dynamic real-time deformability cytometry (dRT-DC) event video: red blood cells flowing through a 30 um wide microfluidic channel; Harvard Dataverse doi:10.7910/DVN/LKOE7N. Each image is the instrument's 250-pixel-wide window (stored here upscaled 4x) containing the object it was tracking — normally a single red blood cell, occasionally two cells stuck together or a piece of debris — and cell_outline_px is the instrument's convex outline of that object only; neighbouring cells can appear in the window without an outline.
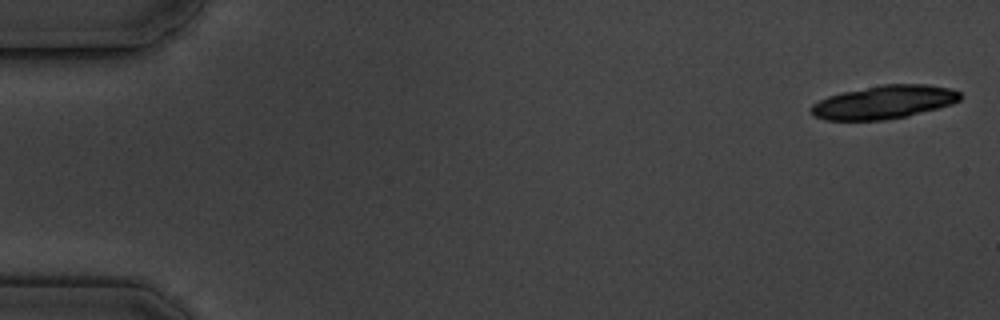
{"species": "common noctule bat (a hibernating species)", "species_latin": "Nyctalus noctula", "temperature_condition": "cold", "stored_images_in_passage": 5, "segment_of_instrument_passage": [2, 2], "camera_frame_rate_fps": 3000, "um_per_image_px": 0.085, "animal": {"sex": "male", "body_mass_g": 19.5, "forearm_length_mm": 54.6}, "frame": {"image": 1, "passage_image": 5, "time_ms": 4.667, "image_size_px": [1000, 320], "cell_outline_px": [[960, 100], [952, 104], [908, 116], [884, 120], [824, 120], [812, 116], [812, 104], [828, 96], [844, 92], [884, 84], [928, 84], [948, 88], [960, 92]], "centroid_in_image_um": [75.14, 8.69], "position_along_channel_um": 9.9, "area_um2": 28.78}}